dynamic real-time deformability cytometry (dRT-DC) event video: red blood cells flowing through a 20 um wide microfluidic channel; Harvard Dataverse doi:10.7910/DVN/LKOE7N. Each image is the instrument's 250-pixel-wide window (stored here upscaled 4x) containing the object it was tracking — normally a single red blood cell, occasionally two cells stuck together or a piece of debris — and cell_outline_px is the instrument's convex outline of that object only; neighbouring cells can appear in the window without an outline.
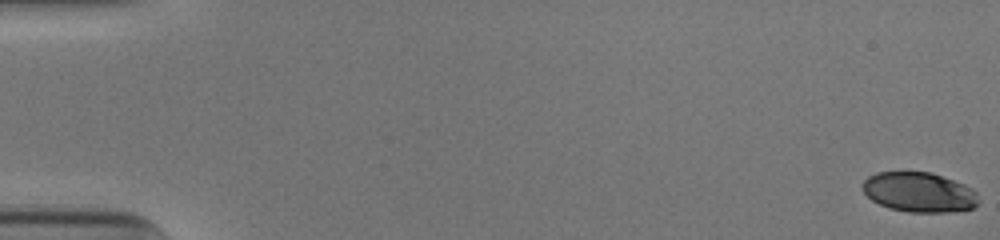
{"species": "human", "species_latin": "Homo sapiens", "temperature_condition": "cold", "stored_images_in_passage": 54, "camera_frame_rate_fps": 3000, "um_per_image_px": 0.085, "donor": {"sex": "male"}, "frame": {"image": 1, "passage_image": 1, "time_ms": 0.0, "image_size_px": [1000, 240], "cell_outline_px": [[976, 204], [972, 208], [948, 212], [908, 212], [888, 208], [872, 200], [864, 192], [860, 184], [868, 176], [876, 172], [932, 172], [964, 184], [972, 188], [976, 192]], "centroid_in_image_um": [78.08, 16.33], "position_along_channel_um": 6.9, "area_um2": 26.88}}
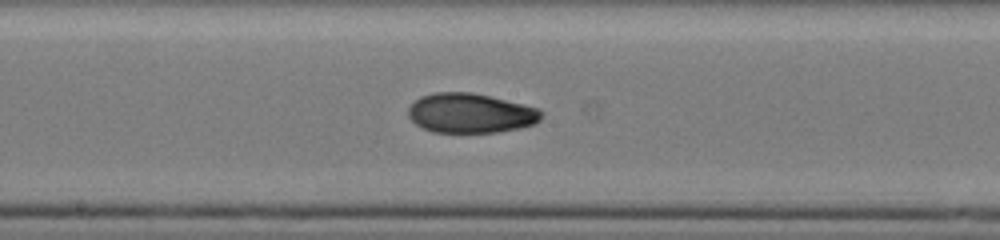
{"frame": {"image": 2, "passage_image": 30, "time_ms": 9.667, "image_size_px": [1000, 240], "cell_outline_px": [[544, 116], [540, 120], [532, 124], [520, 128], [496, 132], [432, 132], [416, 124], [408, 116], [408, 108], [420, 96], [432, 92], [472, 92], [540, 108], [544, 112]], "centroid_in_image_um": [40.01, 9.61], "position_along_channel_um": 208.2, "area_um2": 30.81}}
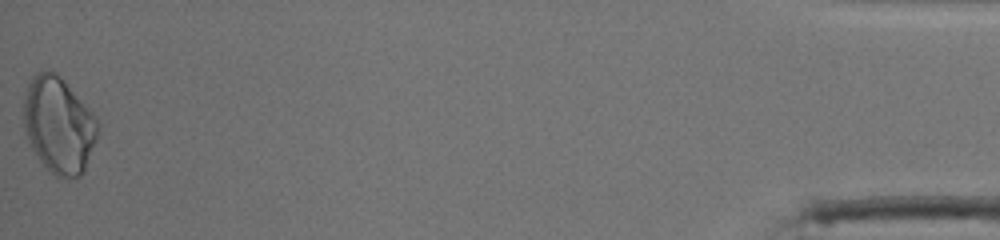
{"frame": {"image": 3, "passage_image": 54, "time_ms": 17.667, "image_size_px": [1000, 240], "cell_outline_px": [[100, 124], [96, 140], [84, 172], [80, 176], [56, 176], [48, 172], [32, 148], [28, 140], [24, 128], [24, 100], [28, 84], [32, 76], [36, 72], [48, 68], [56, 72], [60, 76], [96, 116]], "centroid_in_image_um": [5.0, 10.6], "position_along_channel_um": 430.2, "area_um2": 41.67}, "authors_computed_cell_mechanics": {"area_um2": 30.3161, "velocity_mm_per_s": 3.9154, "shape_relaxation_time_tau1_ms": null, "shape_relaxation_time_tau2_ms": 2.5054, "deformation_change_tau1": null, "deformation_change_tau2": 0.063}}